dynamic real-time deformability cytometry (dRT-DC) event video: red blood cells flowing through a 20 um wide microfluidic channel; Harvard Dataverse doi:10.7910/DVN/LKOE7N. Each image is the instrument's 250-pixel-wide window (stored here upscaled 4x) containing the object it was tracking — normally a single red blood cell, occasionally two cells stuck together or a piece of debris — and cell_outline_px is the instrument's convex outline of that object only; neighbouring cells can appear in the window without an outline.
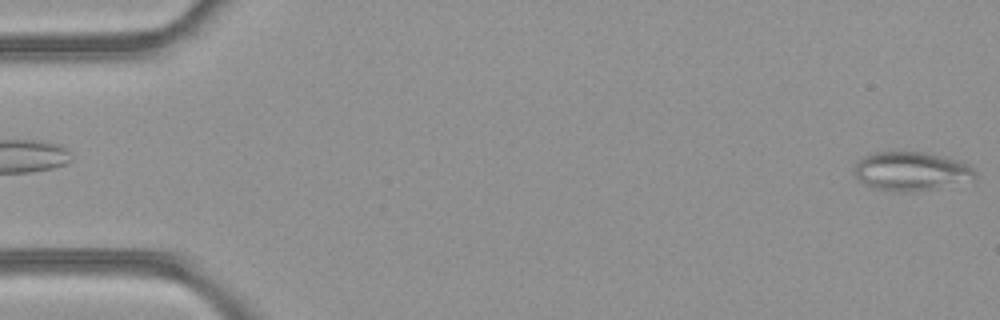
{"species": "common noctule bat (a hibernating species)", "species_latin": "Nyctalus noctula", "temperature_condition": "room temperature", "stored_images_in_passage": 5, "camera_frame_rate_fps": 3000, "um_per_image_px": 0.085, "animal": {"sex": "female", "body_mass_g": 21.9}, "frame": {"image": 1, "passage_image": 5, "time_ms": 1.333, "image_size_px": [1000, 320], "cell_outline_px": [[976, 180], [936, 188], [912, 192], [896, 192], [872, 188], [856, 180], [852, 172], [856, 164], [864, 156], [876, 152], [924, 152], [944, 156], [968, 164], [976, 172]], "centroid_in_image_um": [77.43, 14.57], "position_along_channel_um": 7.6, "area_um2": 27.74}}